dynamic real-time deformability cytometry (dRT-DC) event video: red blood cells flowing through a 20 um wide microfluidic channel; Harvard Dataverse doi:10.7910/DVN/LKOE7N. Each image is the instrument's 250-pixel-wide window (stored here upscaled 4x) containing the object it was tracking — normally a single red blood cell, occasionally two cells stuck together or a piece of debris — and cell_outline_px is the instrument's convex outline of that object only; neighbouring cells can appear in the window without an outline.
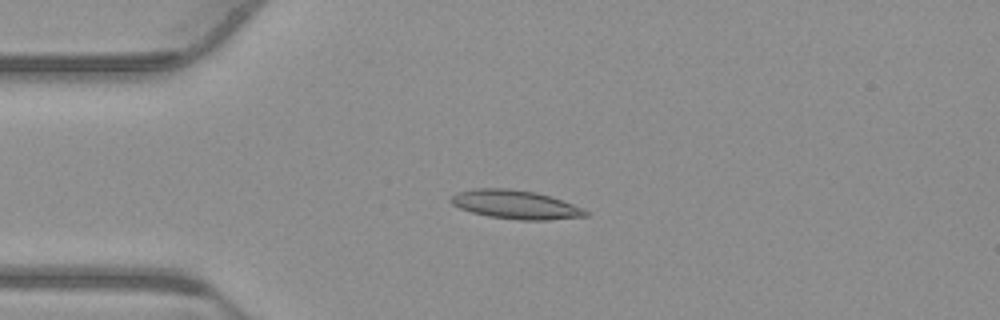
{"species": "common noctule bat (a hibernating species)", "species_latin": "Nyctalus noctula", "temperature_condition": "warm", "stored_images_in_passage": 54, "camera_frame_rate_fps": 3000, "um_per_image_px": 0.085, "animal": {"sex": "male", "body_mass_g": 23.1, "forearm_length_mm": 52.7}, "frame": {"image": 1, "passage_image": 13, "time_ms": 4.0, "image_size_px": [1000, 320], "cell_outline_px": [[588, 216], [548, 220], [520, 220], [488, 216], [472, 212], [460, 208], [452, 204], [448, 200], [456, 192], [476, 188], [508, 188], [536, 192], [584, 208], [588, 212]], "centroid_in_image_um": [43.79, 17.39], "position_along_channel_um": 41.2, "area_um2": 22.48}}
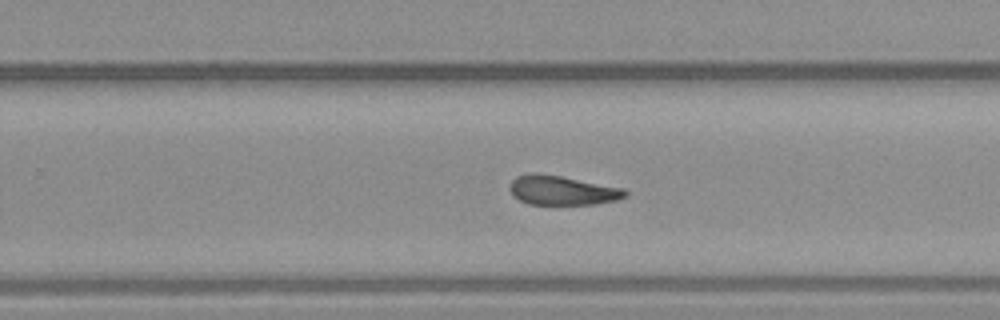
{"frame": {"image": 2, "passage_image": 34, "time_ms": 11.0, "image_size_px": [1000, 320], "cell_outline_px": [[628, 196], [616, 200], [596, 204], [528, 204], [512, 196], [508, 188], [508, 184], [516, 176], [532, 172], [536, 172], [560, 176], [624, 188], [628, 192]], "centroid_in_image_um": [47.75, 16.17], "position_along_channel_um": 282.1, "area_um2": 19.94}}
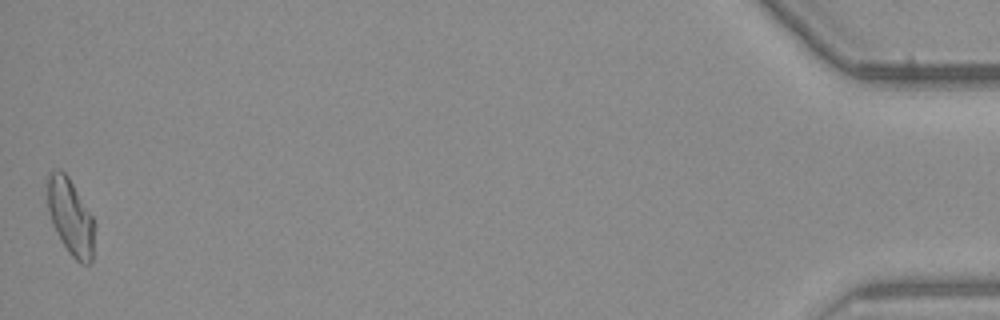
{"frame": {"image": 3, "passage_image": 54, "time_ms": 17.667, "image_size_px": [1000, 320], "cell_outline_px": [[92, 260], [88, 264], [80, 264], [68, 252], [60, 240], [52, 224], [48, 208], [44, 184], [48, 172], [60, 168], [68, 176], [92, 216]], "centroid_in_image_um": [5.9, 18.36], "position_along_channel_um": 429.3, "area_um2": 20.92}, "authors_computed_cell_mechanics": {"area_um2": 20.6346, "velocity_mm_per_s": 3.761, "shape_relaxation_time_tau1_ms": 10.57, "shape_relaxation_time_tau2_ms": 3.0857, "deformation_change_tau1": 0.2071, "deformation_change_tau2": 0.1146}}